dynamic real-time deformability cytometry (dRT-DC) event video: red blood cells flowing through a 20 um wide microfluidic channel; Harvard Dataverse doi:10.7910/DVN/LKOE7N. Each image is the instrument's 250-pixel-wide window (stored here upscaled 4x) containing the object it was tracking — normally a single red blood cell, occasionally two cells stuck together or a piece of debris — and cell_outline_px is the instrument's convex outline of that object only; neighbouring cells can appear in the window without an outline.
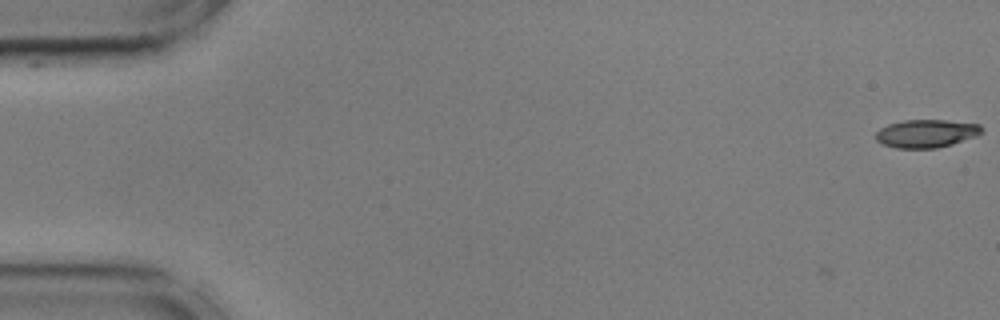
{"species": "common noctule bat (a hibernating species)", "species_latin": "Nyctalus noctula", "temperature_condition": "cold", "stored_images_in_passage": 2, "camera_frame_rate_fps": 3000, "um_per_image_px": 0.085, "animal": {"sex": "male", "body_mass_g": 17.9, "forearm_length_mm": 54.2}, "frame": {"image": 1, "passage_image": 2, "time_ms": 0.333, "image_size_px": [1000, 320], "cell_outline_px": [[984, 132], [976, 136], [952, 144], [936, 148], [896, 148], [884, 144], [876, 140], [876, 132], [880, 128], [888, 124], [904, 120], [944, 120], [980, 124], [984, 128]], "centroid_in_image_um": [78.76, 11.34], "position_along_channel_um": 6.2, "area_um2": 17.34}}